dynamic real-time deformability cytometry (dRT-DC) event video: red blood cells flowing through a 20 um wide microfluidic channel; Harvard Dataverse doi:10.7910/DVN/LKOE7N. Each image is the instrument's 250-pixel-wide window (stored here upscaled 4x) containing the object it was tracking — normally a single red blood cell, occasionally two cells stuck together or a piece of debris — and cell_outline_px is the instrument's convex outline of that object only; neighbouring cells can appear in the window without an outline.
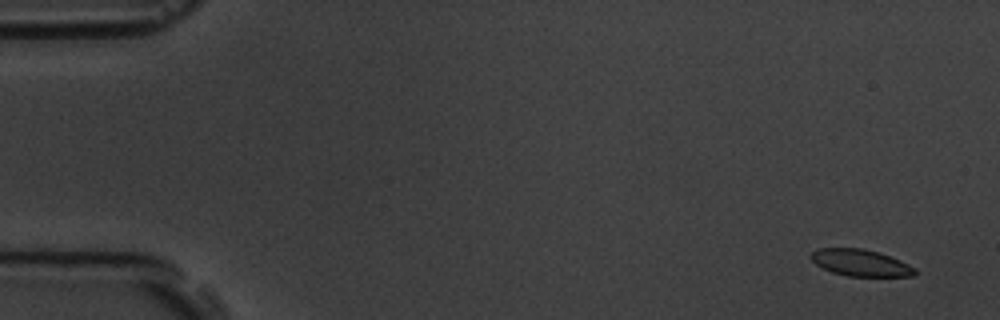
{"species": "common noctule bat (a hibernating species)", "species_latin": "Nyctalus noctula", "temperature_condition": "room temperature", "stored_images_in_passage": 5, "camera_frame_rate_fps": 3000, "um_per_image_px": 0.085, "animal": {"sex": "male", "body_mass_g": 19.5, "forearm_length_mm": 54.6}, "frame": {"image": 1, "passage_image": 1, "time_ms": 0.0, "image_size_px": [1000, 320], "cell_outline_px": [[916, 276], [848, 276], [832, 272], [816, 264], [808, 256], [812, 252], [820, 248], [864, 248], [880, 252], [900, 260], [916, 268]], "centroid_in_image_um": [73.16, 22.33], "position_along_channel_um": 11.8, "area_um2": 16.24}}
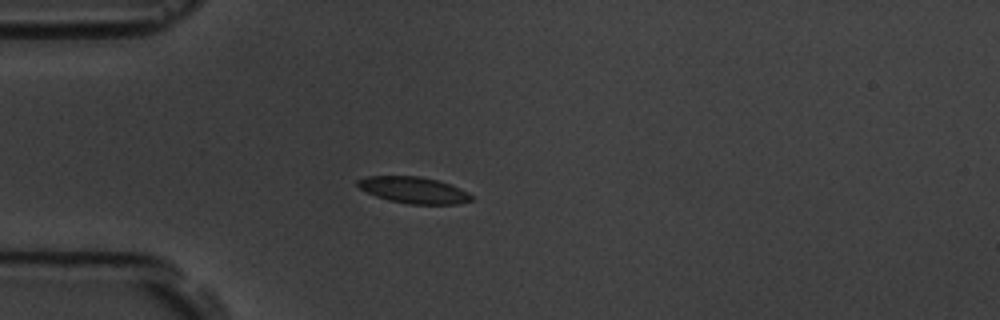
{"frame": {"image": 2, "passage_image": 5, "time_ms": 4.333, "image_size_px": [1000, 320], "cell_outline_px": [[472, 200], [460, 204], [408, 204], [388, 200], [376, 196], [360, 188], [356, 184], [356, 180], [364, 176], [420, 176], [436, 180], [460, 188], [468, 192], [472, 196]], "centroid_in_image_um": [35.14, 16.16], "position_along_channel_um": 49.9, "area_um2": 17.51}}